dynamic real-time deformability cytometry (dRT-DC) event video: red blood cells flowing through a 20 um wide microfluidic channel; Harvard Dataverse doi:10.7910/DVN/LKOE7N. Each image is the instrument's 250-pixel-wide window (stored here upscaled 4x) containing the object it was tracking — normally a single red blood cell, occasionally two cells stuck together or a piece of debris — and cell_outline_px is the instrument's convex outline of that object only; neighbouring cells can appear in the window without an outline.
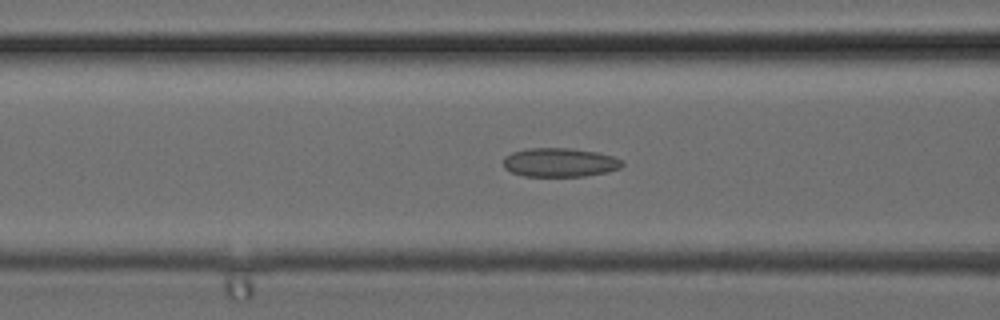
{"species": "common noctule bat (a hibernating species)", "species_latin": "Nyctalus noctula", "temperature_condition": "cold", "stored_images_in_passage": 4, "camera_frame_rate_fps": 3000, "um_per_image_px": 0.085, "animal": {"sex": "female", "body_mass_g": 24.6, "forearm_length_mm": 56.2}, "frame": {"image": 1, "passage_image": 4, "time_ms": 1.0, "image_size_px": [1000, 320], "cell_outline_px": [[624, 164], [620, 168], [608, 172], [584, 176], [524, 176], [512, 172], [504, 168], [504, 156], [512, 152], [528, 148], [572, 148], [596, 152], [612, 156], [624, 160]], "centroid_in_image_um": [47.6, 13.8], "position_along_channel_um": 119.0, "area_um2": 20.11}}